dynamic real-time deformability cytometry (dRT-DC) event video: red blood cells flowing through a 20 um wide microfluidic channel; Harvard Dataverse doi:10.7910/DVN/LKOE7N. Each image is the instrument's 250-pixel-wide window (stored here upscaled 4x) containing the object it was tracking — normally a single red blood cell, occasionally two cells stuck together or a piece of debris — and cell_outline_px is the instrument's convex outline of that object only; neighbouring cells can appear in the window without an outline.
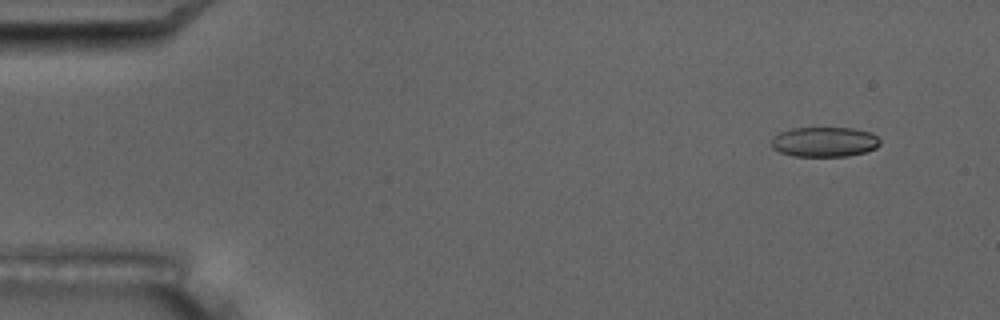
{"species": "common noctule bat (a hibernating species)", "species_latin": "Nyctalus noctula", "temperature_condition": "room temperature", "stored_images_in_passage": 6, "camera_frame_rate_fps": 3000, "um_per_image_px": 0.085, "animal": {"sex": "male", "body_mass_g": 17.5, "forearm_length_mm": 52.3}, "frame": {"image": 1, "passage_image": 2, "time_ms": 1.0, "image_size_px": [1000, 320], "cell_outline_px": [[880, 144], [876, 148], [864, 152], [848, 156], [792, 156], [780, 152], [772, 148], [772, 140], [780, 132], [792, 128], [852, 128], [872, 132], [880, 140]], "centroid_in_image_um": [70.1, 12.06], "position_along_channel_um": 14.9, "area_um2": 18.9}}